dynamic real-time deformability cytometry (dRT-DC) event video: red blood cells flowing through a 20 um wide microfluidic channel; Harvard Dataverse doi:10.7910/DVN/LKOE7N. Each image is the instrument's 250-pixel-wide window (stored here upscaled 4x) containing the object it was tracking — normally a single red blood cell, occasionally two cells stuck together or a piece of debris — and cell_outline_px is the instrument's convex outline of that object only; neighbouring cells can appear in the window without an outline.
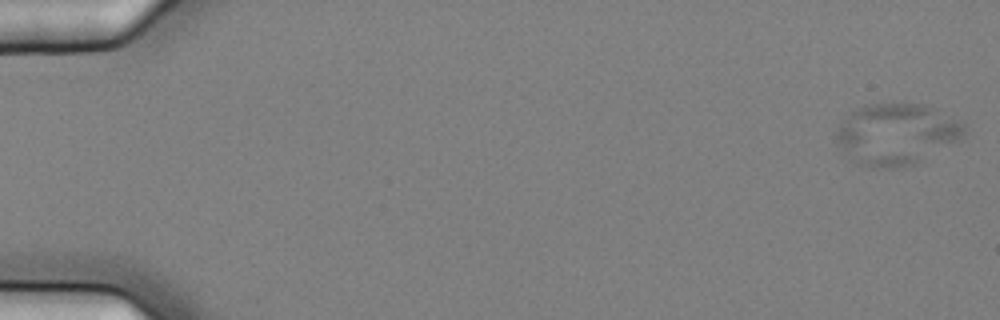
{"species": "common noctule bat (a hibernating species)", "species_latin": "Nyctalus noctula", "temperature_condition": "cold", "stored_images_in_passage": 5, "camera_frame_rate_fps": 3000, "um_per_image_px": 0.085, "animal": {"sex": "female", "body_mass_g": 25.1}, "frame": {"image": 1, "passage_image": 1, "time_ms": 0.0, "image_size_px": [1000, 320], "cell_outline_px": [[964, 136], [960, 140], [912, 164], [892, 168], [884, 168], [856, 164], [852, 160], [836, 140], [836, 132], [840, 124], [852, 112], [864, 104], [892, 100], [904, 100], [924, 104], [964, 124]], "centroid_in_image_um": [76.18, 11.34], "position_along_channel_um": 8.8, "area_um2": 45.72}}
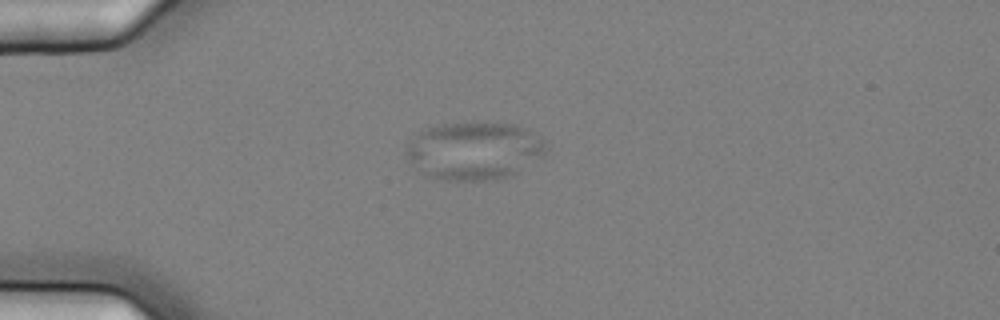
{"frame": {"image": 2, "passage_image": 5, "time_ms": 1.333, "image_size_px": [1000, 320], "cell_outline_px": [[544, 152], [540, 156], [512, 176], [496, 180], [444, 180], [432, 176], [424, 172], [408, 160], [404, 156], [404, 152], [408, 144], [424, 128], [444, 124], [472, 120], [480, 120], [516, 124], [540, 136], [544, 140]], "centroid_in_image_um": [40.3, 12.77], "position_along_channel_um": 44.7, "area_um2": 47.4}}